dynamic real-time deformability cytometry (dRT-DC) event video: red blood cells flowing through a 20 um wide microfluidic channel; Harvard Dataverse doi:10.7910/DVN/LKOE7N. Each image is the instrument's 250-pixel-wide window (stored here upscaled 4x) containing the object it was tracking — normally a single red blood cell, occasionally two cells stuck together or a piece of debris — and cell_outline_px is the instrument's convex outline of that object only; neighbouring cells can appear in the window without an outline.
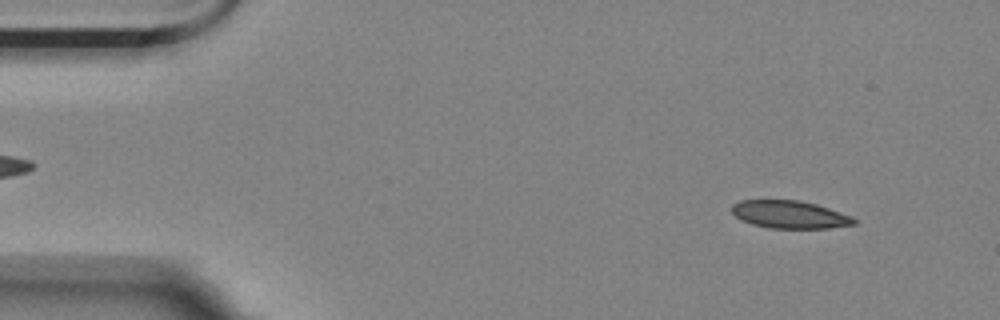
{"species": "Egyptian fruit bat (a non-hibernating species)", "species_latin": "Rousettus aegyptiacus", "temperature_condition": "room temperature", "stored_images_in_passage": 5, "camera_frame_rate_fps": 3000, "um_per_image_px": 0.085, "animal": {"sex": "female"}, "frame": {"image": 1, "passage_image": 1, "time_ms": 0.0, "image_size_px": [1000, 320], "cell_outline_px": [[856, 224], [828, 228], [768, 228], [752, 224], [740, 220], [732, 212], [732, 204], [740, 200], [800, 200], [816, 204], [852, 216], [856, 220]], "centroid_in_image_um": [67.11, 18.23], "position_along_channel_um": 17.9, "area_um2": 19.77}}
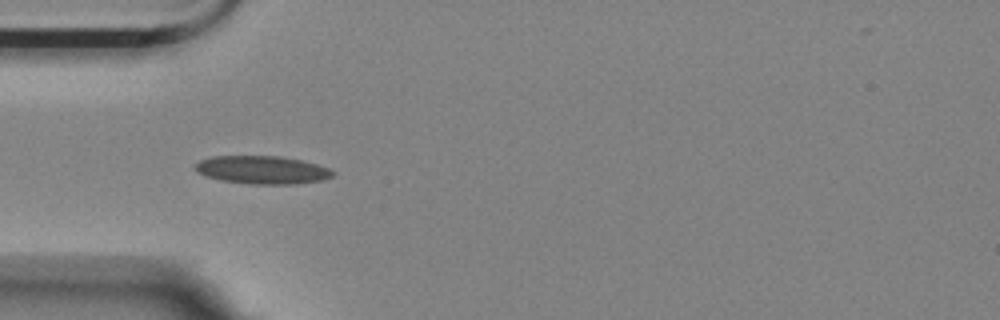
{"frame": {"image": 2, "passage_image": 4, "time_ms": 3.667, "image_size_px": [1000, 320], "cell_outline_px": [[336, 172], [332, 176], [320, 180], [300, 184], [248, 184], [220, 180], [204, 176], [196, 172], [192, 168], [200, 160], [212, 156], [280, 156], [300, 160], [316, 164], [328, 168]], "centroid_in_image_um": [22.24, 14.45], "position_along_channel_um": 62.8, "area_um2": 22.66}}
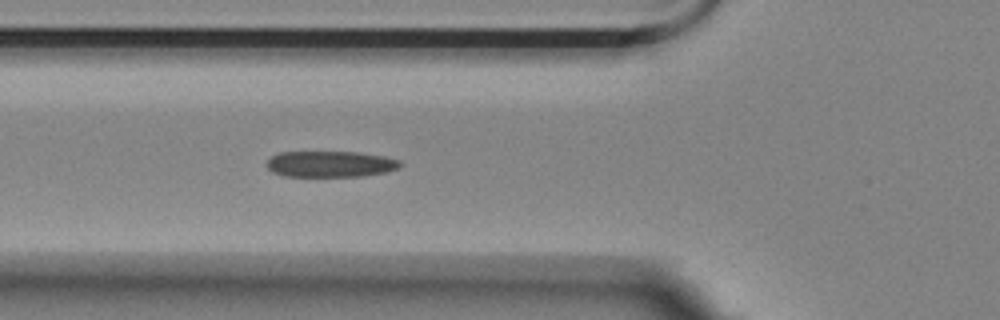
{"frame": {"image": 3, "passage_image": 5, "time_ms": 4.667, "image_size_px": [1000, 320], "cell_outline_px": [[400, 168], [384, 172], [360, 176], [284, 176], [272, 172], [268, 168], [268, 160], [272, 156], [280, 152], [360, 152], [384, 156], [400, 160]], "centroid_in_image_um": [28.09, 13.94], "position_along_channel_um": 97.7, "area_um2": 20.17}}